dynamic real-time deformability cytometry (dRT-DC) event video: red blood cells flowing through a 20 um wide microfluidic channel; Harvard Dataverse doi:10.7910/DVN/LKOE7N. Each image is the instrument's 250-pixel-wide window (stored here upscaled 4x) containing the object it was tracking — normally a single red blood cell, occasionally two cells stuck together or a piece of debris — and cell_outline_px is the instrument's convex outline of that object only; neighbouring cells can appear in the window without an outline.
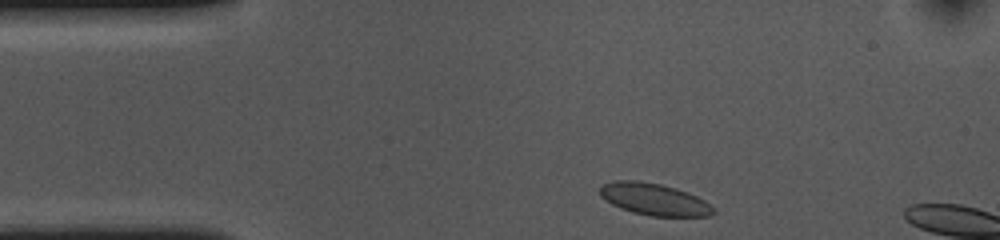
{"species": "common noctule bat (a hibernating species)", "species_latin": "Nyctalus noctula", "temperature_condition": "cold", "stored_images_in_passage": 4, "camera_frame_rate_fps": 3000, "um_per_image_px": 0.085, "animal": {"sex": "female", "body_mass_g": 10.0, "forearm_length_mm": 53.1}, "frame": {"image": 1, "passage_image": 1, "time_ms": 0.0, "image_size_px": [1000, 240], "cell_outline_px": [[716, 212], [712, 216], [648, 216], [632, 212], [620, 208], [612, 204], [600, 196], [600, 184], [616, 180], [636, 180], [660, 184], [676, 188], [688, 192], [704, 200], [716, 208]], "centroid_in_image_um": [55.61, 16.94], "position_along_channel_um": 29.4, "area_um2": 21.33}}